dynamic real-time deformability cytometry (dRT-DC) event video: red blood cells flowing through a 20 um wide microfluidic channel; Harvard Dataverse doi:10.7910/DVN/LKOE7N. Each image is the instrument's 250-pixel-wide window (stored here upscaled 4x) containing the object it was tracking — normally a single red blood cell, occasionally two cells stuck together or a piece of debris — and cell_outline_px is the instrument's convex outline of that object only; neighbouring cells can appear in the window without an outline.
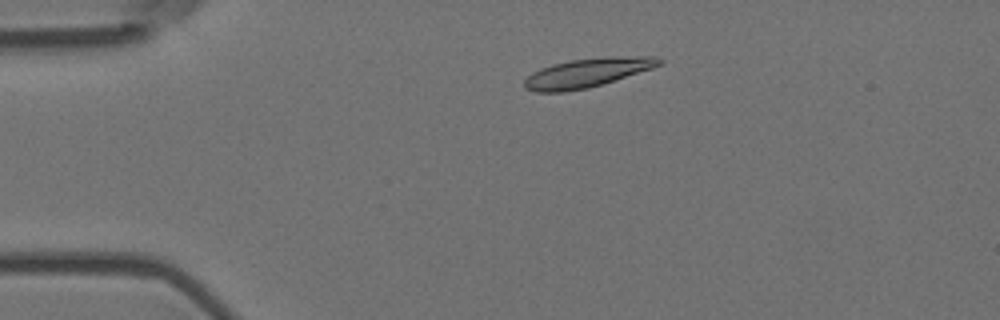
{"species": "Egyptian fruit bat (a non-hibernating species)", "species_latin": "Rousettus aegyptiacus", "temperature_condition": "room temperature", "stored_images_in_passage": 2, "camera_frame_rate_fps": 3000, "um_per_image_px": 0.085, "animal": {"sex": "female"}, "frame": {"image": 1, "passage_image": 1, "time_ms": 0.0, "image_size_px": [1000, 320], "cell_outline_px": [[664, 60], [660, 64], [652, 68], [588, 88], [564, 92], [536, 92], [524, 88], [524, 80], [532, 72], [540, 68], [552, 64], [572, 60], [604, 56], [656, 56]], "centroid_in_image_um": [49.89, 6.18], "position_along_channel_um": 35.1, "area_um2": 22.77}}